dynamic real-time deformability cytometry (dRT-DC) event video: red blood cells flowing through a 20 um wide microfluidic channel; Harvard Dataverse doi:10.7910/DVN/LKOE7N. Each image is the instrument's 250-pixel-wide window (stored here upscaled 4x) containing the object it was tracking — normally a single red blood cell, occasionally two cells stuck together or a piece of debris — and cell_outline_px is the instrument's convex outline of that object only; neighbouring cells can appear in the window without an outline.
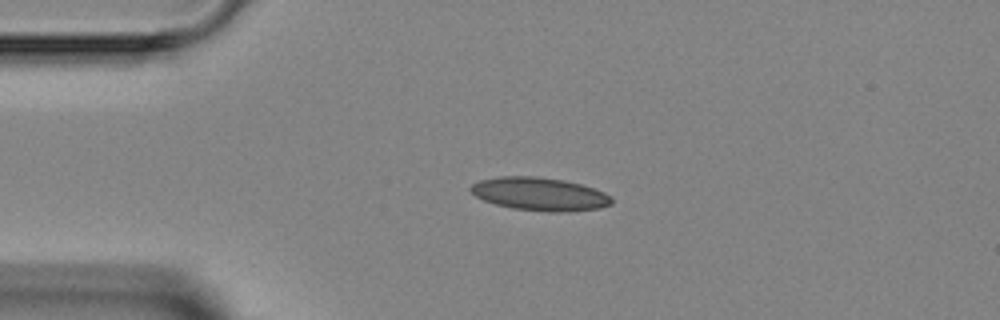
{"species": "Egyptian fruit bat (a non-hibernating species)", "species_latin": "Rousettus aegyptiacus", "temperature_condition": "room temperature", "stored_images_in_passage": 4, "camera_frame_rate_fps": 3000, "um_per_image_px": 0.085, "animal": {"sex": "female"}, "frame": {"image": 1, "passage_image": 3, "time_ms": 2.333, "image_size_px": [1000, 320], "cell_outline_px": [[612, 204], [600, 208], [556, 212], [548, 212], [512, 208], [496, 204], [484, 200], [476, 196], [468, 188], [472, 184], [480, 180], [500, 176], [536, 176], [564, 180], [580, 184], [604, 192], [612, 200]], "centroid_in_image_um": [45.84, 16.48], "position_along_channel_um": 39.2, "area_um2": 26.99}}